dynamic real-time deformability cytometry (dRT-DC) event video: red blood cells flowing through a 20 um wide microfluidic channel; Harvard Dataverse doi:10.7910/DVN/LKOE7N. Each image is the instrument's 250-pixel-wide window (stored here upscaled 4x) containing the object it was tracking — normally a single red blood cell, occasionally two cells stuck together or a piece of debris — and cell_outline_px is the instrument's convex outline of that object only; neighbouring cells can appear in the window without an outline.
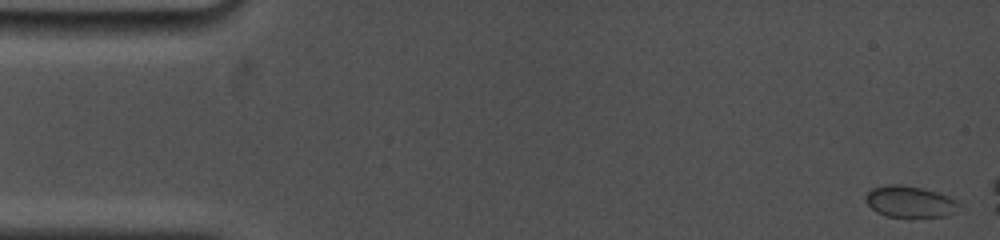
{"species": "common noctule bat (a hibernating species)", "species_latin": "Nyctalus noctula", "temperature_condition": "cold", "stored_images_in_passage": 46, "camera_frame_rate_fps": 5000, "um_per_image_px": 0.085, "animal": {"sex": "female", "body_mass_g": 19.0, "forearm_length_mm": 53.3}, "frame": {"image": 1, "passage_image": 1, "time_ms": 0.0, "image_size_px": [1000, 240], "cell_outline_px": [[964, 204], [948, 216], [908, 220], [888, 216], [876, 212], [864, 200], [864, 196], [872, 188], [888, 184], [904, 184], [924, 188], [948, 196]], "centroid_in_image_um": [77.37, 17.18], "position_along_channel_um": 7.6, "area_um2": 18.03}}
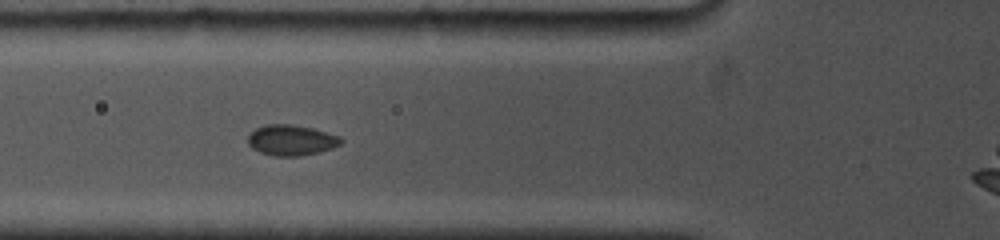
{"frame": {"image": 2, "passage_image": 28, "time_ms": 6.0, "image_size_px": [1000, 240], "cell_outline_px": [[344, 140], [340, 144], [332, 148], [320, 152], [300, 156], [272, 156], [260, 152], [252, 148], [248, 144], [248, 136], [256, 128], [264, 124], [292, 124], [312, 128], [340, 136]], "centroid_in_image_um": [24.76, 11.91], "position_along_channel_um": 101.0, "area_um2": 16.7}}
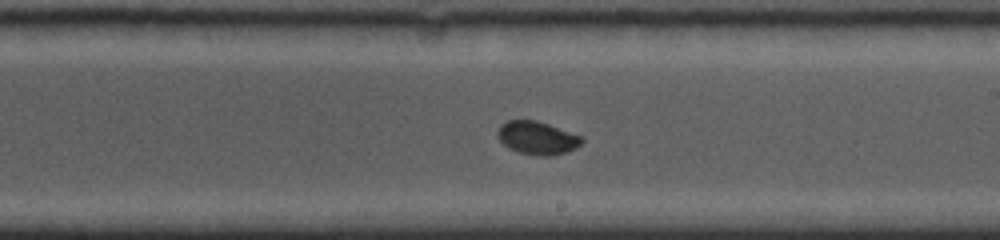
{"frame": {"image": 3, "passage_image": 46, "time_ms": 9.8, "image_size_px": [1000, 240], "cell_outline_px": [[584, 140], [576, 148], [568, 152], [552, 156], [540, 156], [516, 152], [508, 148], [500, 140], [496, 132], [500, 124], [508, 120], [536, 120], [584, 136]], "centroid_in_image_um": [45.68, 11.73], "position_along_channel_um": 243.3, "area_um2": 16.53}}